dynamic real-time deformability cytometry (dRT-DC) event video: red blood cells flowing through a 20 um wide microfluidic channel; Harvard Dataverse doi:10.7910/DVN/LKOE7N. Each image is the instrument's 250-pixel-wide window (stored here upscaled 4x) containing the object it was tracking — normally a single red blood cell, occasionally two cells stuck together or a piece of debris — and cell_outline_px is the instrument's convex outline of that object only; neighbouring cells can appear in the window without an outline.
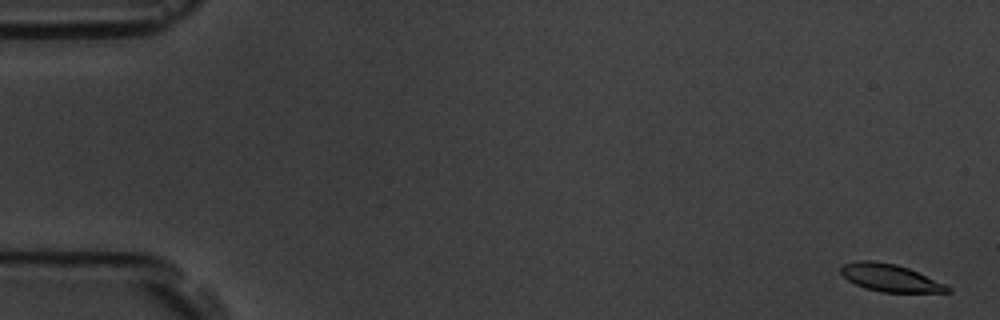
{"species": "common noctule bat (a hibernating species)", "species_latin": "Nyctalus noctula", "temperature_condition": "room temperature", "stored_images_in_passage": 7, "camera_frame_rate_fps": 3000, "um_per_image_px": 0.085, "animal": {"sex": "male", "body_mass_g": 19.5, "forearm_length_mm": 54.6}, "frame": {"image": 1, "passage_image": 1, "time_ms": 0.0, "image_size_px": [1000, 320], "cell_outline_px": [[952, 292], [880, 292], [864, 288], [848, 280], [840, 272], [840, 268], [844, 264], [856, 260], [872, 260], [896, 264], [908, 268], [944, 284], [952, 288]], "centroid_in_image_um": [75.63, 23.61], "position_along_channel_um": 9.4, "area_um2": 16.94}}
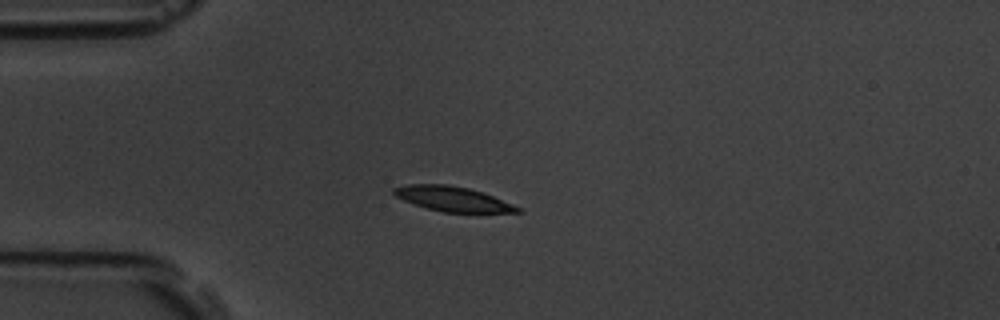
{"frame": {"image": 2, "passage_image": 5, "time_ms": 4.667, "image_size_px": [1000, 320], "cell_outline_px": [[524, 212], [444, 212], [428, 208], [404, 200], [396, 196], [392, 192], [392, 188], [408, 184], [448, 184], [468, 188], [492, 196], [512, 204], [520, 208]], "centroid_in_image_um": [38.45, 16.9], "position_along_channel_um": 46.5, "area_um2": 17.51}}
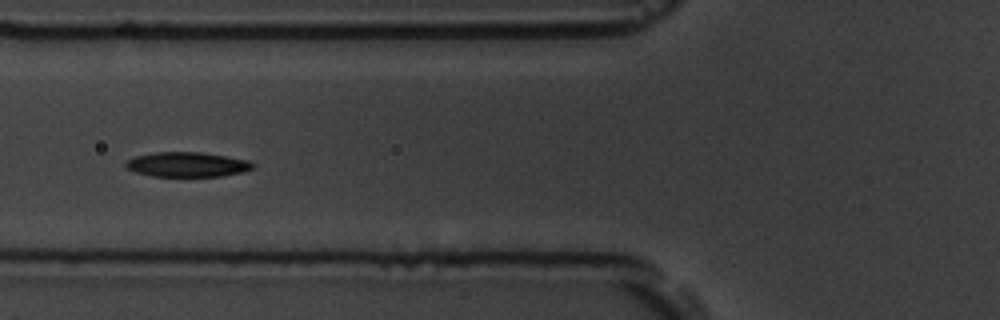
{"frame": {"image": 3, "passage_image": 7, "time_ms": 7.0, "image_size_px": [1000, 320], "cell_outline_px": [[256, 164], [252, 168], [244, 172], [220, 176], [152, 176], [136, 172], [124, 168], [124, 164], [128, 160], [136, 156], [156, 152], [200, 152], [248, 160]], "centroid_in_image_um": [15.9, 13.98], "position_along_channel_um": 109.9, "area_um2": 18.26}}